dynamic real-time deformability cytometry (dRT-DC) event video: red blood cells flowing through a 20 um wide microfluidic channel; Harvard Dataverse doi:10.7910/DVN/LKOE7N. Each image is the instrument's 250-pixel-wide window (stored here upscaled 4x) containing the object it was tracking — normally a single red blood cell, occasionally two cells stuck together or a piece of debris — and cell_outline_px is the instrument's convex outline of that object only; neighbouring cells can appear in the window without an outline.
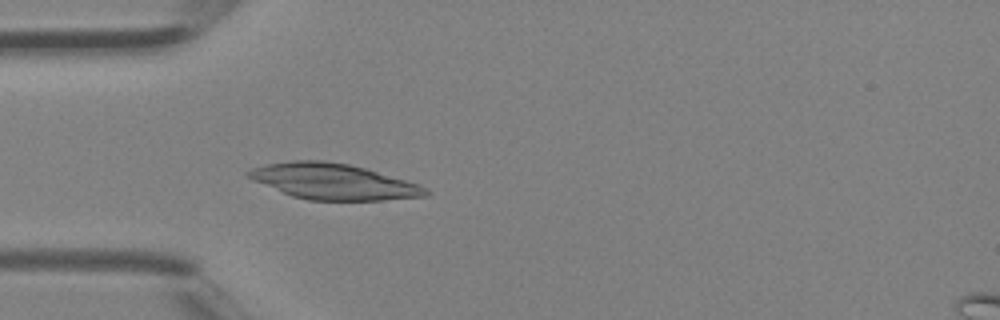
{"species": "Egyptian fruit bat (a non-hibernating species)", "species_latin": "Rousettus aegyptiacus", "temperature_condition": "room temperature", "stored_images_in_passage": 37, "camera_frame_rate_fps": 3000, "um_per_image_px": 0.085, "animal": {"sex": "female"}, "frame": {"image": 1, "passage_image": 9, "time_ms": 2.667, "image_size_px": [1000, 320], "cell_outline_px": [[432, 192], [428, 196], [384, 200], [308, 200], [292, 196], [252, 180], [244, 172], [252, 168], [268, 164], [292, 160], [324, 160], [348, 164], [364, 168], [420, 184], [428, 188]], "centroid_in_image_um": [28.36, 15.43], "position_along_channel_um": 56.6, "area_um2": 36.93}}
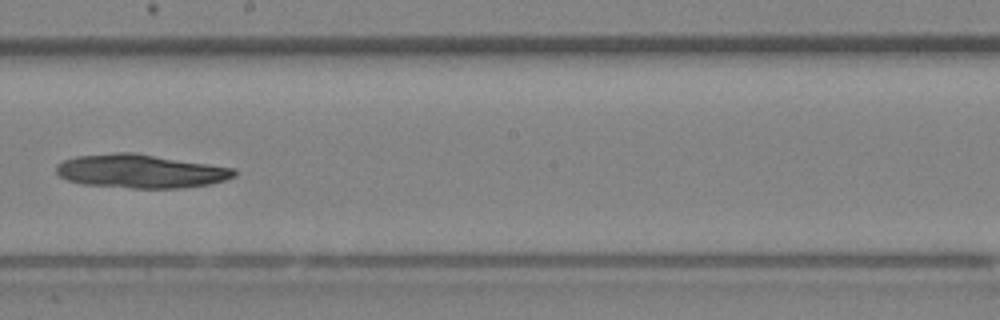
{"frame": {"image": 2, "passage_image": 20, "time_ms": 6.333, "image_size_px": [1000, 320], "cell_outline_px": [[236, 176], [224, 180], [208, 184], [180, 188], [132, 188], [84, 184], [68, 180], [60, 176], [56, 172], [56, 164], [64, 160], [76, 156], [116, 152], [132, 152], [236, 168]], "centroid_in_image_um": [11.95, 14.55], "position_along_channel_um": 236.3, "area_um2": 34.8}}
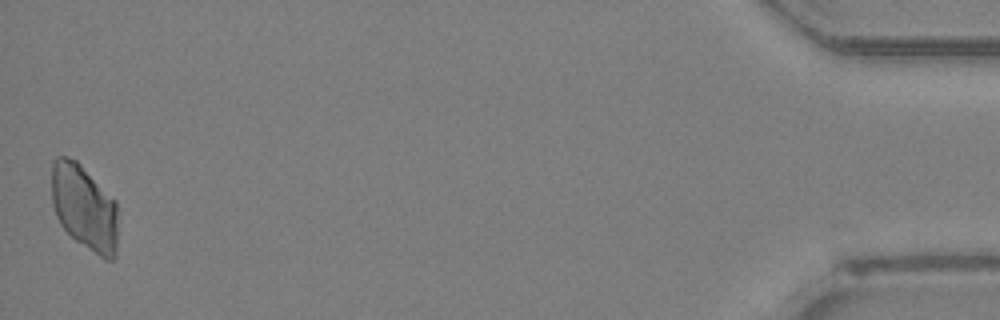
{"frame": {"image": 3, "passage_image": 37, "time_ms": 12.0, "image_size_px": [1000, 320], "cell_outline_px": [[116, 256], [112, 260], [104, 260], [76, 240], [60, 224], [56, 216], [52, 204], [52, 160], [56, 156], [68, 156], [76, 160], [116, 200]], "centroid_in_image_um": [7.15, 17.62], "position_along_channel_um": 428.0, "area_um2": 33.06}}